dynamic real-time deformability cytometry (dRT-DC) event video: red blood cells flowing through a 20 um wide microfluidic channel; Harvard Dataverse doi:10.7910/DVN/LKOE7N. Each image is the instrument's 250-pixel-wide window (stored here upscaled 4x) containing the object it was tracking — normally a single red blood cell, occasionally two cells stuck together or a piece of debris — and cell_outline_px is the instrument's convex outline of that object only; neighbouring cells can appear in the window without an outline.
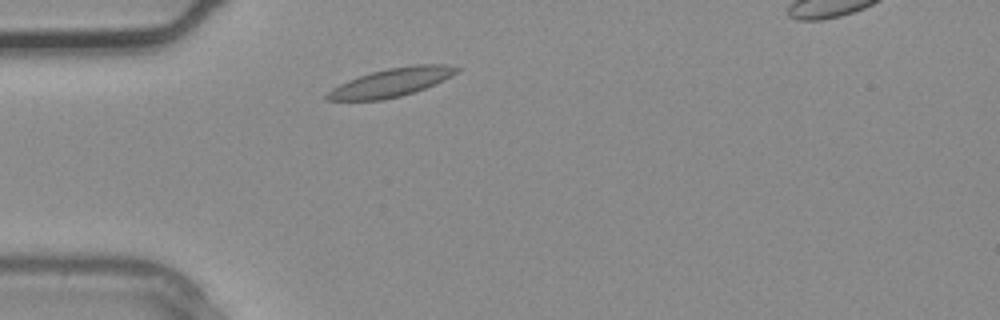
{"species": "common noctule bat (a hibernating species)", "species_latin": "Nyctalus noctula", "temperature_condition": "warm", "stored_images_in_passage": 2, "camera_frame_rate_fps": 3000, "um_per_image_px": 0.085, "animal": {"sex": "male", "body_mass_g": 20.4}, "frame": {"image": 1, "passage_image": 1, "time_ms": 0.0, "image_size_px": [1000, 320], "cell_outline_px": [[460, 68], [452, 76], [444, 80], [424, 88], [400, 96], [384, 100], [324, 100], [324, 96], [332, 88], [348, 80], [372, 72], [388, 68], [412, 64], [444, 64]], "centroid_in_image_um": [33.25, 7.0], "position_along_channel_um": 51.8, "area_um2": 21.27}}